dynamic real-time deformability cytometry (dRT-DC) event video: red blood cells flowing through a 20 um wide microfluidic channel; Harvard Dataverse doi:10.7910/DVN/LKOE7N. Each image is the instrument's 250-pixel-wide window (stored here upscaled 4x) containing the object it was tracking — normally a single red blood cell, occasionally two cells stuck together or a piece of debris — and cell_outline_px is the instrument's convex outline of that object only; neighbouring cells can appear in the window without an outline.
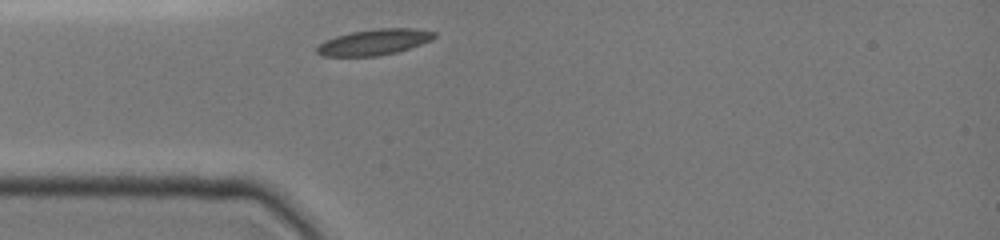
{"species": "common noctule bat (a hibernating species)", "species_latin": "Nyctalus noctula", "temperature_condition": "cold", "stored_images_in_passage": 1, "camera_frame_rate_fps": 3000, "um_per_image_px": 0.085, "animal": {"sex": "female", "body_mass_g": 19.0, "forearm_length_mm": 51.5}, "frame": {"image": 1, "passage_image": 1, "time_ms": 0.0, "image_size_px": [1000, 240], "cell_outline_px": [[436, 36], [432, 40], [396, 52], [376, 56], [324, 56], [316, 52], [316, 48], [324, 40], [336, 36], [352, 32], [376, 28], [416, 28], [436, 32]], "centroid_in_image_um": [31.81, 3.57], "position_along_channel_um": 53.2, "area_um2": 17.63}}